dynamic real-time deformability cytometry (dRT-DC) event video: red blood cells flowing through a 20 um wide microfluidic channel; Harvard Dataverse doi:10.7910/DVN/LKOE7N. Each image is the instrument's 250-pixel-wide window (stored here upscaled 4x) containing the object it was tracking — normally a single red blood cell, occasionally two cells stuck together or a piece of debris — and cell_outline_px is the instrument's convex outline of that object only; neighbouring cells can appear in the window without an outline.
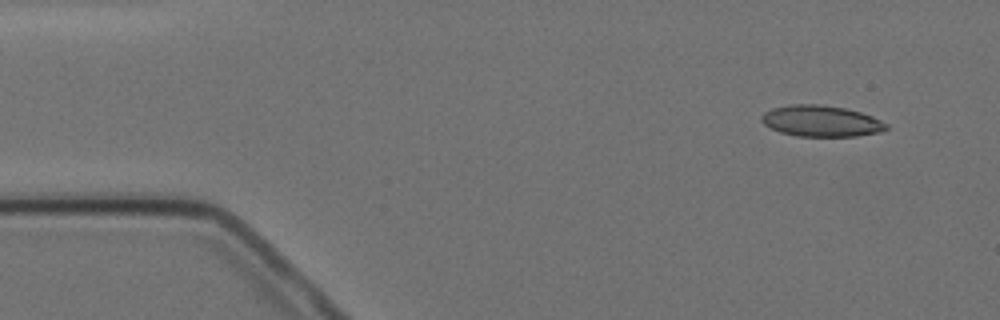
{"species": "Egyptian fruit bat (a non-hibernating species)", "species_latin": "Rousettus aegyptiacus", "temperature_condition": "cold", "stored_images_in_passage": 5, "camera_frame_rate_fps": 3000, "um_per_image_px": 0.085, "animal": {"sex": "female"}, "frame": {"image": 1, "passage_image": 1, "time_ms": 0.0, "image_size_px": [1000, 320], "cell_outline_px": [[888, 128], [880, 132], [856, 136], [796, 136], [780, 132], [764, 124], [760, 120], [760, 116], [764, 112], [772, 108], [792, 104], [820, 104], [844, 108], [860, 112], [872, 116], [888, 124]], "centroid_in_image_um": [69.78, 10.28], "position_along_channel_um": 15.2, "area_um2": 22.66}}
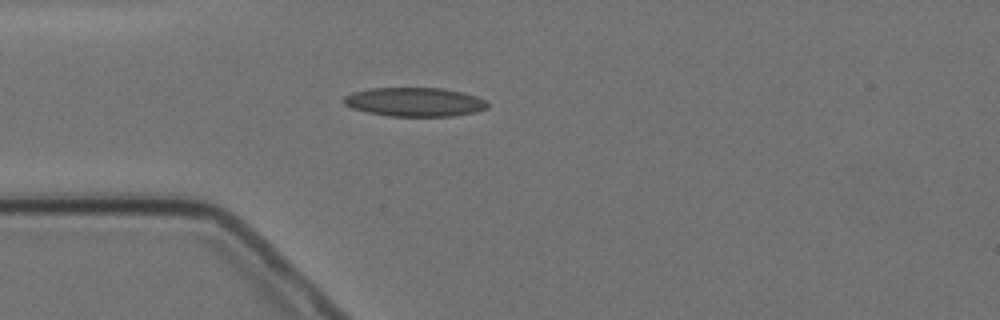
{"frame": {"image": 2, "passage_image": 4, "time_ms": 3.333, "image_size_px": [1000, 320], "cell_outline_px": [[488, 108], [476, 112], [452, 116], [388, 116], [368, 112], [352, 108], [344, 104], [344, 96], [352, 92], [368, 88], [444, 88], [464, 92], [488, 100]], "centroid_in_image_um": [35.28, 8.66], "position_along_channel_um": 49.7, "area_um2": 24.45}}